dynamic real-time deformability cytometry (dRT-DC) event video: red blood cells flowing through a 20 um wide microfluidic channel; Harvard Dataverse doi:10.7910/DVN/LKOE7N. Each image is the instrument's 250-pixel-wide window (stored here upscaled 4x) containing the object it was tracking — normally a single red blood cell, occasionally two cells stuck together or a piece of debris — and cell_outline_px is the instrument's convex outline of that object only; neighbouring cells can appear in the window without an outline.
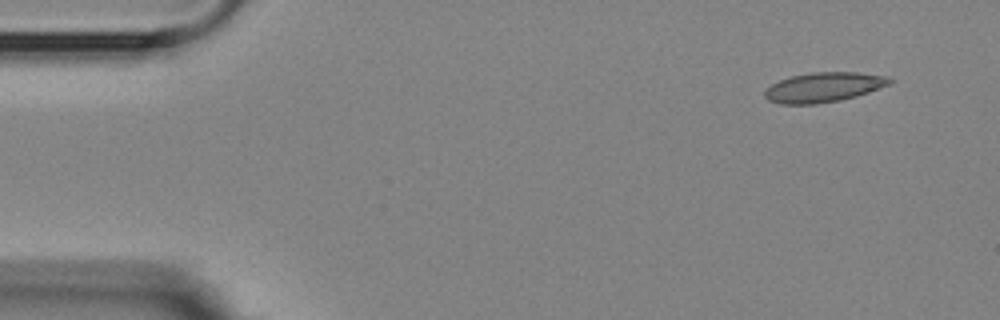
{"species": "Egyptian fruit bat (a non-hibernating species)", "species_latin": "Rousettus aegyptiacus", "temperature_condition": "room temperature", "stored_images_in_passage": 3, "camera_frame_rate_fps": 3000, "um_per_image_px": 0.085, "animal": {"sex": "female"}, "frame": {"image": 1, "passage_image": 1, "time_ms": 0.0, "image_size_px": [1000, 320], "cell_outline_px": [[892, 84], [856, 96], [840, 100], [816, 104], [780, 104], [768, 100], [764, 96], [764, 92], [772, 84], [780, 80], [792, 76], [812, 72], [856, 72], [888, 76], [892, 80]], "centroid_in_image_um": [70.03, 7.42], "position_along_channel_um": 15.0, "area_um2": 21.62}}
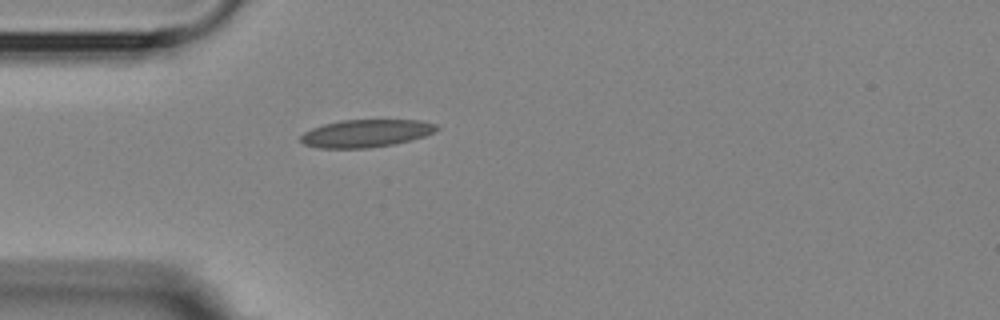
{"frame": {"image": 2, "passage_image": 3, "time_ms": 3.667, "image_size_px": [1000, 320], "cell_outline_px": [[440, 128], [436, 132], [424, 136], [392, 144], [368, 148], [320, 148], [304, 144], [300, 140], [300, 136], [304, 132], [312, 128], [324, 124], [340, 120], [420, 120], [436, 124]], "centroid_in_image_um": [31.11, 11.32], "position_along_channel_um": 53.9, "area_um2": 21.85}}